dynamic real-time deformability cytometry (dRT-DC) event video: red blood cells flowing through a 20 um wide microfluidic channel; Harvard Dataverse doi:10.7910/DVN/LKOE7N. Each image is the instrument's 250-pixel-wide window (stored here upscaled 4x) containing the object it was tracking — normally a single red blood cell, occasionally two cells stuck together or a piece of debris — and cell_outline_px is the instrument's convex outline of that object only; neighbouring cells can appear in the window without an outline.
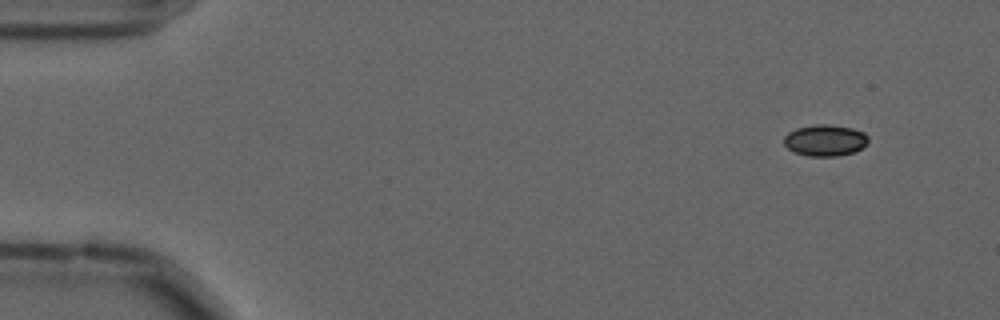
{"species": "common noctule bat (a hibernating species)", "species_latin": "Nyctalus noctula", "temperature_condition": "cold", "stored_images_in_passage": 53, "camera_frame_rate_fps": 3000, "um_per_image_px": 0.085, "animal": {"sex": "male", "forearm_length_mm": 52.5}, "frame": {"image": 1, "passage_image": 1, "time_ms": 0.0, "image_size_px": [1000, 320], "cell_outline_px": [[868, 144], [852, 152], [836, 156], [808, 156], [796, 152], [788, 148], [784, 144], [784, 136], [788, 132], [796, 128], [816, 124], [828, 124], [852, 128], [864, 132], [868, 136]], "centroid_in_image_um": [70.13, 11.91], "position_along_channel_um": 14.9, "area_um2": 15.37}}
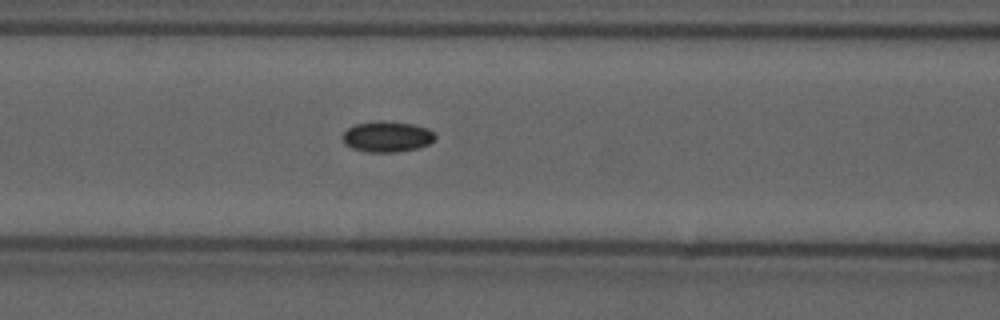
{"frame": {"image": 2, "passage_image": 20, "time_ms": 6.333, "image_size_px": [1000, 320], "cell_outline_px": [[436, 140], [420, 148], [396, 152], [368, 152], [352, 148], [344, 144], [340, 136], [348, 128], [356, 124], [380, 120], [412, 124], [428, 128], [436, 136]], "centroid_in_image_um": [32.89, 11.62], "position_along_channel_um": 133.7, "area_um2": 16.76}}
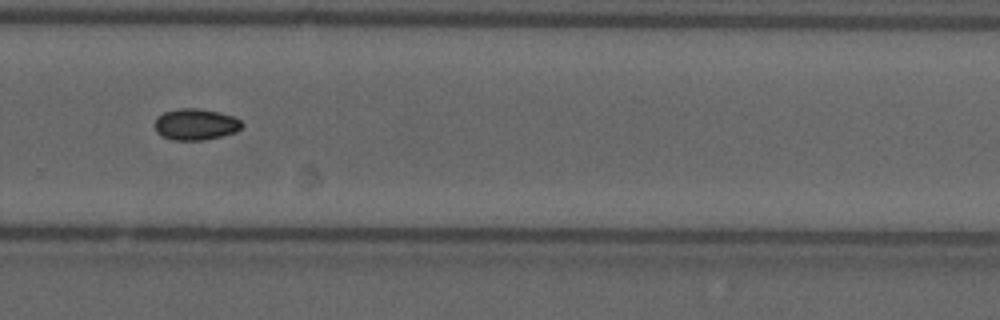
{"frame": {"image": 3, "passage_image": 35, "time_ms": 11.333, "image_size_px": [1000, 320], "cell_outline_px": [[244, 124], [236, 132], [204, 140], [172, 140], [160, 136], [156, 132], [156, 116], [164, 112], [180, 108], [196, 108], [220, 112], [232, 116], [240, 120]], "centroid_in_image_um": [16.61, 10.57], "position_along_channel_um": 313.2, "area_um2": 15.95}}